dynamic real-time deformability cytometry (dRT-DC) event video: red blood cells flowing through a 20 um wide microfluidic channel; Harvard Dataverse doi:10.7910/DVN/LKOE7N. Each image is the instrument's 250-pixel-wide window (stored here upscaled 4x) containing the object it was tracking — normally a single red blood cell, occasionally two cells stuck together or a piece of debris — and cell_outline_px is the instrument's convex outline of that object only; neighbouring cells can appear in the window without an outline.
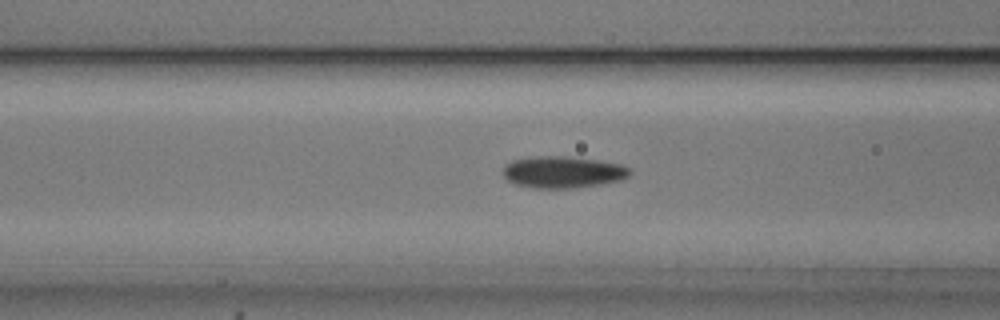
{"species": "common noctule bat (a hibernating species)", "species_latin": "Nyctalus noctula", "temperature_condition": "cold", "stored_images_in_passage": 41, "camera_frame_rate_fps": 3000, "um_per_image_px": 0.085, "animal": {"sex": "male", "body_mass_g": 20.5, "forearm_length_mm": 52.5}, "frame": {"image": 1, "passage_image": 8, "time_ms": 2.333, "image_size_px": [1000, 320], "cell_outline_px": [[632, 172], [628, 176], [620, 180], [600, 184], [572, 188], [536, 188], [512, 184], [504, 176], [504, 164], [512, 160], [528, 156], [568, 156], [596, 160], [620, 164], [628, 168]], "centroid_in_image_um": [47.79, 14.62], "position_along_channel_um": 118.8, "area_um2": 23.52}}
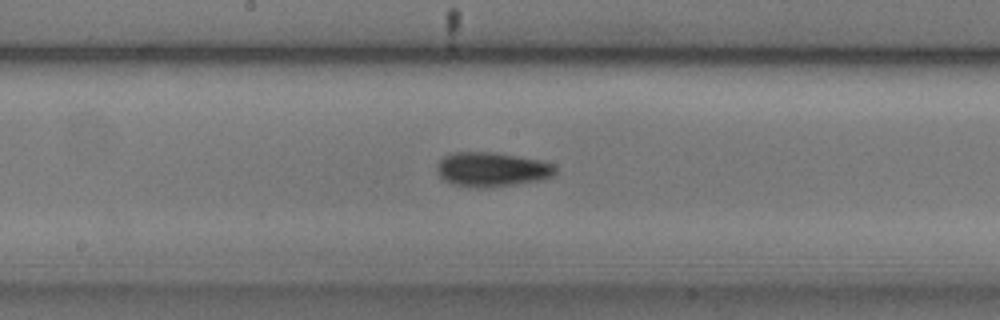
{"frame": {"image": 2, "passage_image": 15, "time_ms": 4.667, "image_size_px": [1000, 320], "cell_outline_px": [[556, 172], [552, 176], [540, 180], [484, 188], [468, 188], [452, 184], [444, 180], [436, 172], [436, 164], [444, 156], [452, 152], [496, 152], [540, 160], [552, 164], [556, 168]], "centroid_in_image_um": [41.75, 14.4], "position_along_channel_um": 206.5, "area_um2": 23.93}}
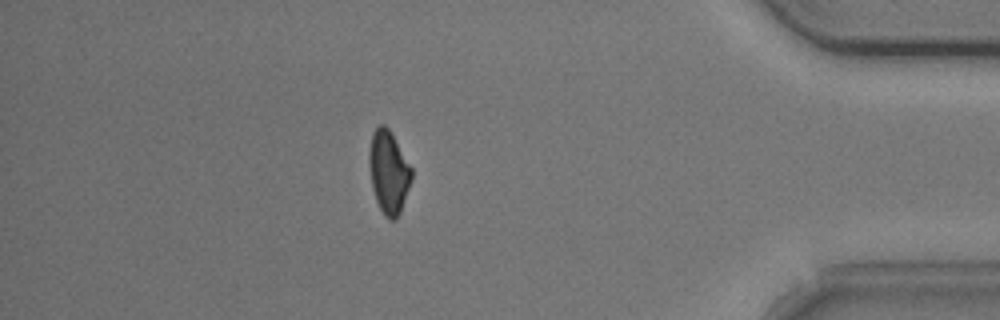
{"frame": {"image": 3, "passage_image": 34, "time_ms": 11.0, "image_size_px": [1000, 320], "cell_outline_px": [[412, 180], [400, 212], [396, 220], [388, 220], [384, 216], [376, 200], [372, 188], [368, 164], [368, 156], [372, 132], [380, 124], [384, 124], [388, 128], [412, 168]], "centroid_in_image_um": [33.02, 14.65], "position_along_channel_um": 402.2, "area_um2": 20.52}, "authors_computed_cell_mechanics": {"area_um2": 21.964, "velocity_mm_per_s": 3.7376, "shape_relaxation_time_tau1_ms": 3.1381, "shape_relaxation_time_tau2_ms": 5.1154, "deformation_change_tau1": 0.1092, "deformation_change_tau2": 0.0885}}